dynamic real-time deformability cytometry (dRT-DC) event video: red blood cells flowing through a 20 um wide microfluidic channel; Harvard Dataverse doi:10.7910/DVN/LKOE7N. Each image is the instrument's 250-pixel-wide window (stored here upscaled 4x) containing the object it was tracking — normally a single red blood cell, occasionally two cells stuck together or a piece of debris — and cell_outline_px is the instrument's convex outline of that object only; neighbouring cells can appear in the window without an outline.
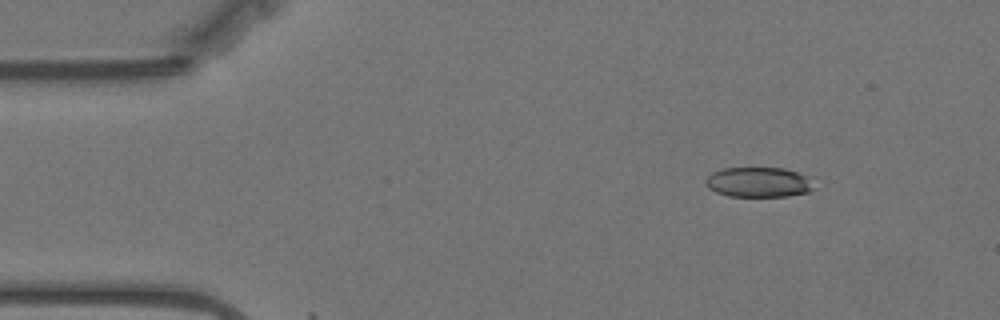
{"species": "Egyptian fruit bat (a non-hibernating species)", "species_latin": "Rousettus aegyptiacus", "temperature_condition": "warm", "stored_images_in_passage": 4, "camera_frame_rate_fps": 3000, "um_per_image_px": 0.085, "animal": {"sex": "female"}, "frame": {"image": 1, "passage_image": 1, "time_ms": 0.0, "image_size_px": [1000, 320], "cell_outline_px": [[816, 188], [808, 192], [788, 196], [728, 196], [716, 192], [708, 188], [704, 180], [712, 172], [724, 168], [784, 168], [796, 172], [804, 176]], "centroid_in_image_um": [64.43, 15.49], "position_along_channel_um": 20.6, "area_um2": 18.79}}